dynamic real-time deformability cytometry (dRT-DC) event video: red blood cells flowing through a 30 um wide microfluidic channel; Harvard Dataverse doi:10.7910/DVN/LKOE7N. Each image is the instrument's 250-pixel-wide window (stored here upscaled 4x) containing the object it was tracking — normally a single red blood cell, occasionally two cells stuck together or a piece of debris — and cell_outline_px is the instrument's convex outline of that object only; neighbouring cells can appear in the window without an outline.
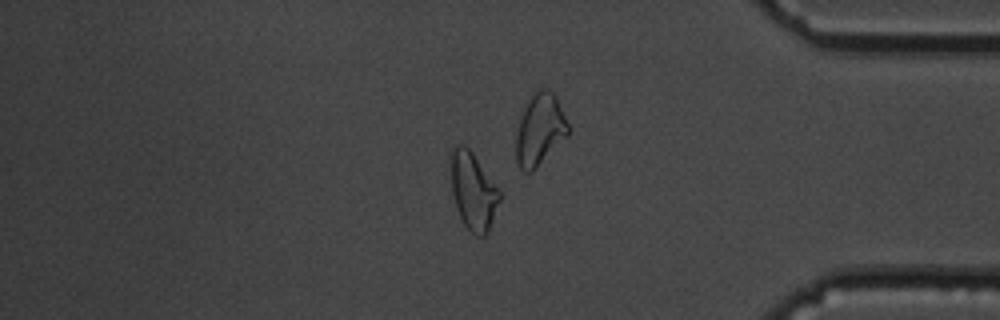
{"species": "common noctule bat (a hibernating species)", "species_latin": "Nyctalus noctula", "temperature_condition": "cold", "stored_images_in_passage": 54, "camera_frame_rate_fps": 3000, "um_per_image_px": 0.085, "animal": {"sex": "male", "body_mass_g": 19.5, "forearm_length_mm": 54.6}, "frame": {"image": 1, "passage_image": 46, "time_ms": 15.0, "image_size_px": [1000, 320], "cell_outline_px": [[500, 200], [488, 232], [484, 236], [476, 236], [464, 224], [456, 208], [452, 192], [448, 156], [448, 152], [456, 144], [464, 144], [472, 152], [500, 192]], "centroid_in_image_um": [40.16, 16.19], "position_along_channel_um": 395.0, "area_um2": 22.14}, "authors_computed_cell_mechanics": {"area_um2": 22.0796, "velocity_mm_per_s": 3.6832, "shape_relaxation_time_tau1_ms": 4.1779, "shape_relaxation_time_tau2_ms": 7.5234, "deformation_change_tau1": 0.1393, "deformation_change_tau2": 0.2058}}